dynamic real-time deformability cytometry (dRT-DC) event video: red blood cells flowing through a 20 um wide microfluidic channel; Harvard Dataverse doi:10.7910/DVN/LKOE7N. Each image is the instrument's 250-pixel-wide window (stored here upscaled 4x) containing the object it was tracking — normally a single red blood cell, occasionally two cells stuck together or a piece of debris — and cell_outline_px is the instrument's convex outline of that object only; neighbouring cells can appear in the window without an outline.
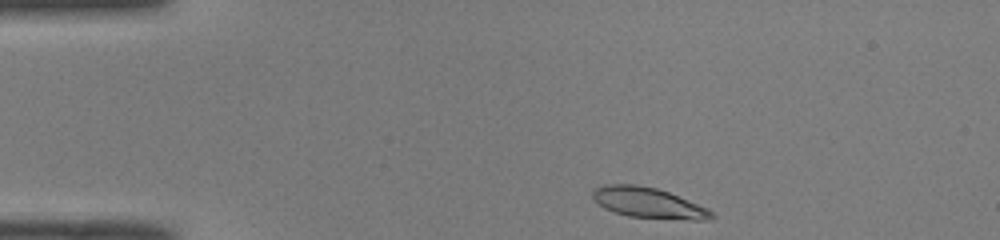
{"species": "common noctule bat (a hibernating species)", "species_latin": "Nyctalus noctula", "temperature_condition": "room temperature", "stored_images_in_passage": 42, "camera_frame_rate_fps": 3000, "um_per_image_px": 0.085, "animal": {"sex": "male", "body_mass_g": 19.0, "forearm_length_mm": 50.8}, "frame": {"image": 1, "passage_image": 1, "time_ms": 0.0, "image_size_px": [1000, 240], "cell_outline_px": [[716, 216], [708, 220], [692, 220], [628, 216], [604, 208], [592, 196], [592, 192], [596, 188], [604, 184], [636, 184], [656, 188], [668, 192], [708, 208]], "centroid_in_image_um": [55.14, 17.24], "position_along_channel_um": 29.9, "area_um2": 20.92}}
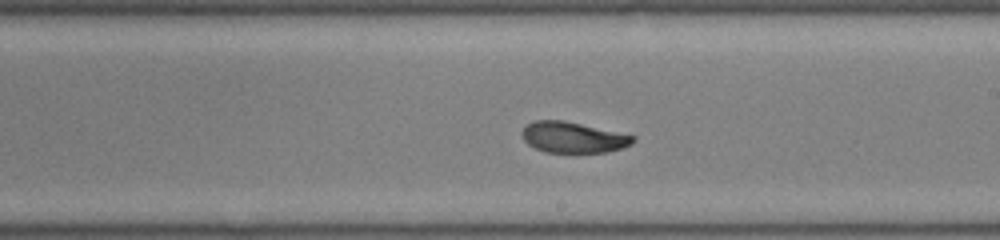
{"frame": {"image": 2, "passage_image": 21, "time_ms": 6.667, "image_size_px": [1000, 240], "cell_outline_px": [[636, 140], [632, 144], [608, 152], [544, 152], [528, 144], [524, 140], [520, 132], [532, 120], [564, 120], [636, 136]], "centroid_in_image_um": [48.7, 11.67], "position_along_channel_um": 240.3, "area_um2": 19.94}}
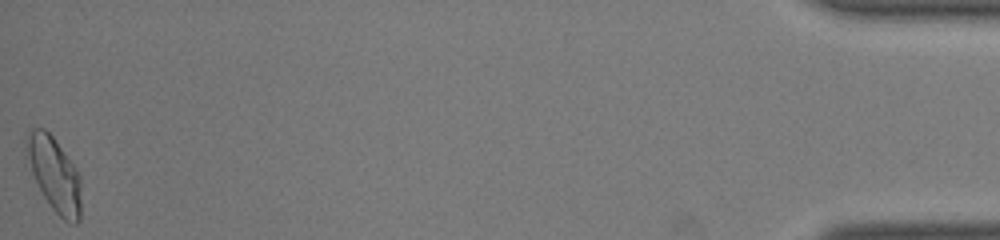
{"frame": {"image": 3, "passage_image": 42, "time_ms": 13.667, "image_size_px": [1000, 240], "cell_outline_px": [[80, 220], [76, 224], [72, 224], [64, 220], [52, 208], [44, 196], [24, 156], [24, 136], [32, 128], [44, 128], [52, 136], [76, 168], [80, 176]], "centroid_in_image_um": [4.58, 14.77], "position_along_channel_um": 430.6, "area_um2": 23.7}, "authors_computed_cell_mechanics": {"area_um2": 20.9814, "velocity_mm_per_s": 4.0526, "shape_relaxation_time_tau1_ms": 4.1091, "shape_relaxation_time_tau2_ms": 1.3356, "deformation_change_tau1": 0.1542, "deformation_change_tau2": 0.0573}}